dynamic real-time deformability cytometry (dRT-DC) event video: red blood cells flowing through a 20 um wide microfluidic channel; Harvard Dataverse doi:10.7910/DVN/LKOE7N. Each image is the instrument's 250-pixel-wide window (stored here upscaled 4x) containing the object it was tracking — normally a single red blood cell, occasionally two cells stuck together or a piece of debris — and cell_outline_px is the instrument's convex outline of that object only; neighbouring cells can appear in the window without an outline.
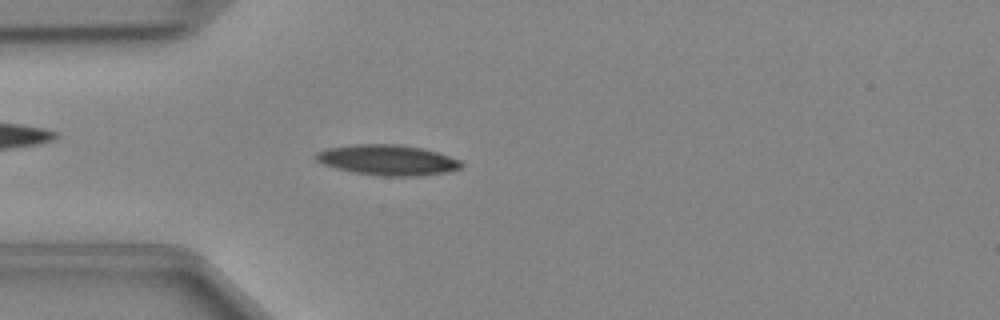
{"species": "Egyptian fruit bat (a non-hibernating species)", "species_latin": "Rousettus aegyptiacus", "temperature_condition": "cold", "stored_images_in_passage": 47, "camera_frame_rate_fps": 3000, "um_per_image_px": 0.085, "animal": {"sex": "female"}, "frame": {"image": 1, "passage_image": 12, "time_ms": 3.667, "image_size_px": [1000, 320], "cell_outline_px": [[464, 164], [460, 168], [444, 172], [420, 176], [384, 176], [356, 172], [336, 168], [324, 164], [316, 160], [316, 152], [328, 148], [356, 144], [400, 144], [424, 148], [460, 160]], "centroid_in_image_um": [32.96, 13.59], "position_along_channel_um": 52.0, "area_um2": 25.55}}
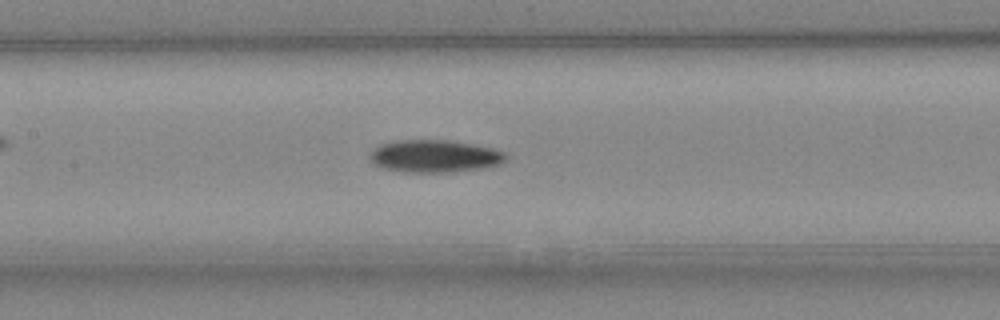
{"frame": {"image": 2, "passage_image": 21, "time_ms": 6.667, "image_size_px": [1000, 320], "cell_outline_px": [[508, 156], [500, 164], [484, 168], [452, 172], [400, 172], [384, 168], [376, 164], [368, 156], [368, 152], [372, 148], [380, 144], [396, 140], [448, 140], [472, 144], [492, 148], [504, 152]], "centroid_in_image_um": [36.91, 13.27], "position_along_channel_um": 170.5, "area_um2": 25.89}}
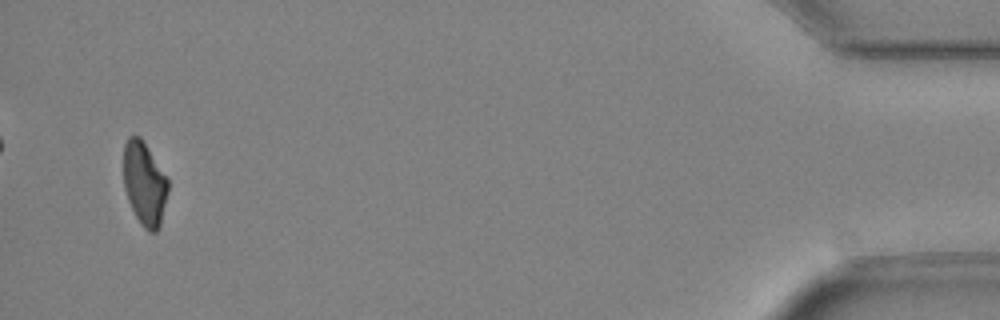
{"frame": {"image": 3, "passage_image": 45, "time_ms": 14.667, "image_size_px": [1000, 320], "cell_outline_px": [[168, 192], [160, 224], [156, 232], [148, 232], [140, 224], [128, 200], [124, 188], [124, 144], [128, 136], [140, 136], [168, 180]], "centroid_in_image_um": [12.27, 15.62], "position_along_channel_um": 422.9, "area_um2": 21.39}}